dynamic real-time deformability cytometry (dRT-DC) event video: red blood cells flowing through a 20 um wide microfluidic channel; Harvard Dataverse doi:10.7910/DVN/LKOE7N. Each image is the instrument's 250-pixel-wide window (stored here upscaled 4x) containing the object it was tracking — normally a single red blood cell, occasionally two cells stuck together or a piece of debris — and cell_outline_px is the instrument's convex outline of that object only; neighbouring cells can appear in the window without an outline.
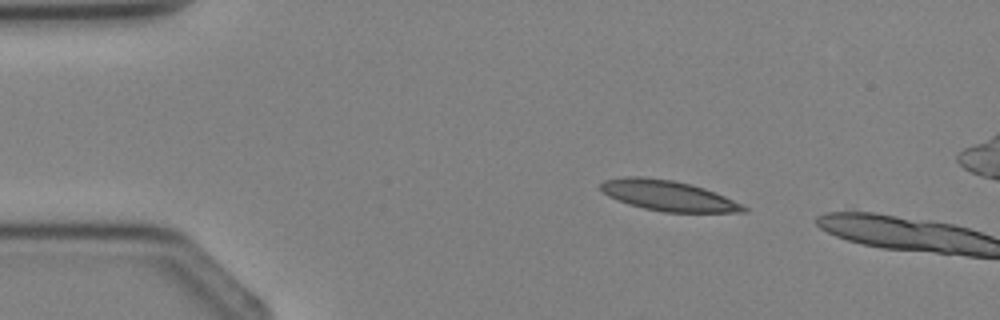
{"species": "Egyptian fruit bat (a non-hibernating species)", "species_latin": "Rousettus aegyptiacus", "temperature_condition": "cold", "stored_images_in_passage": 3, "camera_frame_rate_fps": 3000, "um_per_image_px": 0.085, "animal": {"sex": "female"}, "frame": {"image": 1, "passage_image": 1, "time_ms": 0.0, "image_size_px": [1000, 320], "cell_outline_px": [[748, 212], [664, 212], [644, 208], [628, 204], [608, 196], [600, 188], [600, 184], [604, 180], [624, 176], [640, 176], [672, 180], [692, 184], [704, 188], [724, 196], [748, 208]], "centroid_in_image_um": [56.76, 16.62], "position_along_channel_um": 28.2, "area_um2": 25.14}}